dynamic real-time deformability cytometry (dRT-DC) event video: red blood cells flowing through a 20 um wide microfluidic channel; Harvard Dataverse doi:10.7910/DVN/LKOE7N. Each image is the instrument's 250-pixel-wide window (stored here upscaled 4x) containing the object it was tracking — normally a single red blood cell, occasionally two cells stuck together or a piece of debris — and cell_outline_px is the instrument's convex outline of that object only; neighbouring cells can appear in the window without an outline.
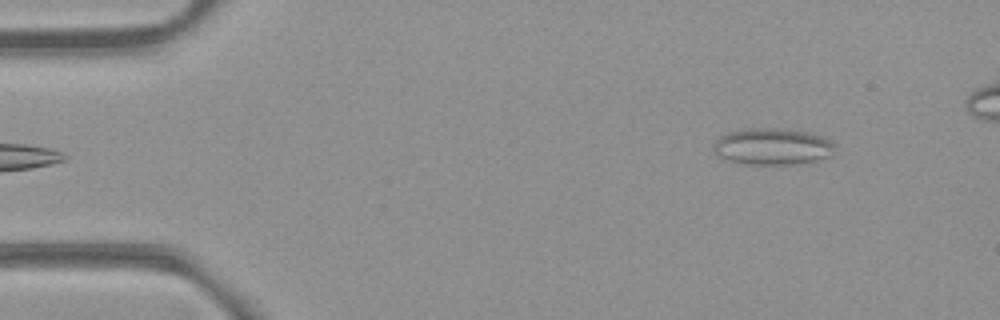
{"species": "common noctule bat (a hibernating species)", "species_latin": "Nyctalus noctula", "temperature_condition": "room temperature", "stored_images_in_passage": 5, "camera_frame_rate_fps": 3000, "um_per_image_px": 0.085, "animal": {"sex": "female", "body_mass_g": 21.9}, "frame": {"image": 1, "passage_image": 5, "time_ms": 1.333, "image_size_px": [1000, 320], "cell_outline_px": [[836, 144], [832, 156], [816, 160], [796, 164], [740, 164], [716, 156], [712, 148], [716, 140], [720, 136], [728, 132], [748, 128], [780, 128], [808, 132], [820, 136]], "centroid_in_image_um": [65.63, 12.46], "position_along_channel_um": 19.4, "area_um2": 26.13}}